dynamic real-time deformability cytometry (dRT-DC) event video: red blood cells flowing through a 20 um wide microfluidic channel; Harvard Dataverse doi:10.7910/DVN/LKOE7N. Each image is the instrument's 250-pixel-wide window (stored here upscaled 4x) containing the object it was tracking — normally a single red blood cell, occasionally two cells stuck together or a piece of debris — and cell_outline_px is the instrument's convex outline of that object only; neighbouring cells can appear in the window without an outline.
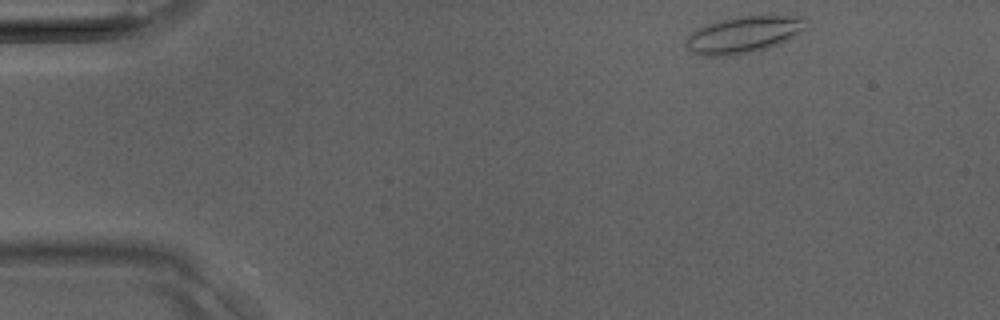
{"species": "Egyptian fruit bat (a non-hibernating species)", "species_latin": "Rousettus aegyptiacus", "temperature_condition": "room temperature", "stored_images_in_passage": 5, "camera_frame_rate_fps": 3000, "um_per_image_px": 0.085, "animal": {"sex": "male"}, "frame": {"image": 1, "passage_image": 1, "time_ms": 0.0, "image_size_px": [1000, 320], "cell_outline_px": [[804, 28], [788, 40], [764, 48], [732, 56], [704, 56], [692, 52], [684, 44], [688, 36], [696, 28], [720, 20], [768, 12], [804, 16]], "centroid_in_image_um": [63.22, 2.89], "position_along_channel_um": 21.8, "area_um2": 26.01}}